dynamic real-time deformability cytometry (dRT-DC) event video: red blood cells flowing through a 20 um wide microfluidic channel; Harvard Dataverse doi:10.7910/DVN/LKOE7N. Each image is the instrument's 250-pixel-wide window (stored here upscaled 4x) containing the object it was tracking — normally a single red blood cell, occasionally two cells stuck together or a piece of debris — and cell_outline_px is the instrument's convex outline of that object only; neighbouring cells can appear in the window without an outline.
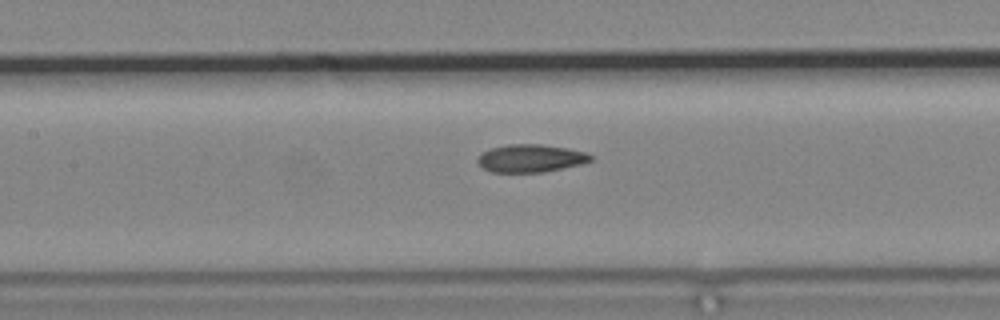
{"species": "common noctule bat (a hibernating species)", "species_latin": "Nyctalus noctula", "temperature_condition": "cold", "stored_images_in_passage": 4, "camera_frame_rate_fps": 3000, "um_per_image_px": 0.085, "animal": {"sex": "male", "body_mass_g": 19.2, "forearm_length_mm": 51.8}, "frame": {"image": 1, "passage_image": 4, "time_ms": 4.333, "image_size_px": [1000, 320], "cell_outline_px": [[592, 160], [580, 164], [544, 172], [492, 172], [484, 168], [476, 160], [484, 152], [492, 148], [508, 144], [540, 144], [568, 148], [588, 152], [592, 156]], "centroid_in_image_um": [45.14, 13.45], "position_along_channel_um": 162.3, "area_um2": 18.15}}